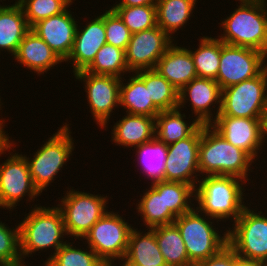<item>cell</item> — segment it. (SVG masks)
I'll return each instance as SVG.
<instances>
[{
	"label": "cell",
	"instance_id": "obj_1",
	"mask_svg": "<svg viewBox=\"0 0 267 266\" xmlns=\"http://www.w3.org/2000/svg\"><path fill=\"white\" fill-rule=\"evenodd\" d=\"M246 183L234 176H203L195 187L194 207L220 222L231 220L234 223L249 205L244 201L247 199L244 193Z\"/></svg>",
	"mask_w": 267,
	"mask_h": 266
},
{
	"label": "cell",
	"instance_id": "obj_2",
	"mask_svg": "<svg viewBox=\"0 0 267 266\" xmlns=\"http://www.w3.org/2000/svg\"><path fill=\"white\" fill-rule=\"evenodd\" d=\"M198 161L201 177L234 176L254 183L249 177L255 169V160L247 152L225 140L210 125L201 124Z\"/></svg>",
	"mask_w": 267,
	"mask_h": 266
},
{
	"label": "cell",
	"instance_id": "obj_3",
	"mask_svg": "<svg viewBox=\"0 0 267 266\" xmlns=\"http://www.w3.org/2000/svg\"><path fill=\"white\" fill-rule=\"evenodd\" d=\"M20 220V251L24 265L26 257H31L38 251L44 252L50 250L52 253L43 261L42 266L63 246L67 240V233L63 222L61 211L56 205L44 207L35 204L31 207L29 213Z\"/></svg>",
	"mask_w": 267,
	"mask_h": 266
},
{
	"label": "cell",
	"instance_id": "obj_4",
	"mask_svg": "<svg viewBox=\"0 0 267 266\" xmlns=\"http://www.w3.org/2000/svg\"><path fill=\"white\" fill-rule=\"evenodd\" d=\"M235 1L240 5L220 20L221 34L217 37L223 43L255 49L267 56V0Z\"/></svg>",
	"mask_w": 267,
	"mask_h": 266
},
{
	"label": "cell",
	"instance_id": "obj_5",
	"mask_svg": "<svg viewBox=\"0 0 267 266\" xmlns=\"http://www.w3.org/2000/svg\"><path fill=\"white\" fill-rule=\"evenodd\" d=\"M6 132L8 131H4V137L0 140V156L9 152L7 159L0 163V208L12 213V210L17 211L15 209L23 198L34 203L41 193L32 182L26 158L22 152L14 150L16 142Z\"/></svg>",
	"mask_w": 267,
	"mask_h": 266
},
{
	"label": "cell",
	"instance_id": "obj_6",
	"mask_svg": "<svg viewBox=\"0 0 267 266\" xmlns=\"http://www.w3.org/2000/svg\"><path fill=\"white\" fill-rule=\"evenodd\" d=\"M69 124L65 122L57 127V131L32 153L33 156L22 154L28 163L32 182L41 194L56 180L60 171L67 166L66 163L71 161L75 139L73 140Z\"/></svg>",
	"mask_w": 267,
	"mask_h": 266
},
{
	"label": "cell",
	"instance_id": "obj_7",
	"mask_svg": "<svg viewBox=\"0 0 267 266\" xmlns=\"http://www.w3.org/2000/svg\"><path fill=\"white\" fill-rule=\"evenodd\" d=\"M215 221L220 225V221L200 213L195 207L175 219L174 224L181 233L193 265L215 255L228 244V229H218L214 226Z\"/></svg>",
	"mask_w": 267,
	"mask_h": 266
},
{
	"label": "cell",
	"instance_id": "obj_8",
	"mask_svg": "<svg viewBox=\"0 0 267 266\" xmlns=\"http://www.w3.org/2000/svg\"><path fill=\"white\" fill-rule=\"evenodd\" d=\"M60 197L57 208L61 211L63 222L70 241L82 240L92 226L102 218L109 210L108 200L112 197L91 192H83L77 189L67 188ZM109 198V199H108Z\"/></svg>",
	"mask_w": 267,
	"mask_h": 266
},
{
	"label": "cell",
	"instance_id": "obj_9",
	"mask_svg": "<svg viewBox=\"0 0 267 266\" xmlns=\"http://www.w3.org/2000/svg\"><path fill=\"white\" fill-rule=\"evenodd\" d=\"M119 212L108 211L81 240L106 264L125 258L131 230L134 228Z\"/></svg>",
	"mask_w": 267,
	"mask_h": 266
},
{
	"label": "cell",
	"instance_id": "obj_10",
	"mask_svg": "<svg viewBox=\"0 0 267 266\" xmlns=\"http://www.w3.org/2000/svg\"><path fill=\"white\" fill-rule=\"evenodd\" d=\"M249 203L238 217L228 227V244L239 257L245 259L267 260V211L250 208ZM253 209V210H252ZM257 209V210H256ZM234 227V228H233Z\"/></svg>",
	"mask_w": 267,
	"mask_h": 266
},
{
	"label": "cell",
	"instance_id": "obj_11",
	"mask_svg": "<svg viewBox=\"0 0 267 266\" xmlns=\"http://www.w3.org/2000/svg\"><path fill=\"white\" fill-rule=\"evenodd\" d=\"M267 106V67L256 77L222 89L217 116L261 118Z\"/></svg>",
	"mask_w": 267,
	"mask_h": 266
},
{
	"label": "cell",
	"instance_id": "obj_12",
	"mask_svg": "<svg viewBox=\"0 0 267 266\" xmlns=\"http://www.w3.org/2000/svg\"><path fill=\"white\" fill-rule=\"evenodd\" d=\"M76 81L83 83L86 92L89 112L94 123L106 131L110 123V117L114 115L115 108L120 107V84L121 78L111 75H96L84 70L73 74ZM113 113V114H112Z\"/></svg>",
	"mask_w": 267,
	"mask_h": 266
},
{
	"label": "cell",
	"instance_id": "obj_13",
	"mask_svg": "<svg viewBox=\"0 0 267 266\" xmlns=\"http://www.w3.org/2000/svg\"><path fill=\"white\" fill-rule=\"evenodd\" d=\"M267 56L258 50L221 41L219 70L215 79L221 90L258 76L267 67Z\"/></svg>",
	"mask_w": 267,
	"mask_h": 266
},
{
	"label": "cell",
	"instance_id": "obj_14",
	"mask_svg": "<svg viewBox=\"0 0 267 266\" xmlns=\"http://www.w3.org/2000/svg\"><path fill=\"white\" fill-rule=\"evenodd\" d=\"M200 139L201 125L189 137L167 145L164 181L183 182L195 189L201 177L198 161Z\"/></svg>",
	"mask_w": 267,
	"mask_h": 266
},
{
	"label": "cell",
	"instance_id": "obj_15",
	"mask_svg": "<svg viewBox=\"0 0 267 266\" xmlns=\"http://www.w3.org/2000/svg\"><path fill=\"white\" fill-rule=\"evenodd\" d=\"M176 42L160 27L133 33L125 50L129 72L155 69L158 60Z\"/></svg>",
	"mask_w": 267,
	"mask_h": 266
},
{
	"label": "cell",
	"instance_id": "obj_16",
	"mask_svg": "<svg viewBox=\"0 0 267 266\" xmlns=\"http://www.w3.org/2000/svg\"><path fill=\"white\" fill-rule=\"evenodd\" d=\"M221 97L222 90L216 80L197 77L179 91L178 108L186 109L189 101L192 116L194 114L192 119L210 125L221 111Z\"/></svg>",
	"mask_w": 267,
	"mask_h": 266
},
{
	"label": "cell",
	"instance_id": "obj_17",
	"mask_svg": "<svg viewBox=\"0 0 267 266\" xmlns=\"http://www.w3.org/2000/svg\"><path fill=\"white\" fill-rule=\"evenodd\" d=\"M260 119L217 116L210 126L225 140L247 152L257 162L260 157L258 154L264 150Z\"/></svg>",
	"mask_w": 267,
	"mask_h": 266
},
{
	"label": "cell",
	"instance_id": "obj_18",
	"mask_svg": "<svg viewBox=\"0 0 267 266\" xmlns=\"http://www.w3.org/2000/svg\"><path fill=\"white\" fill-rule=\"evenodd\" d=\"M69 8L60 14L40 20L31 27V30L42 38L63 62L72 51L79 23Z\"/></svg>",
	"mask_w": 267,
	"mask_h": 266
},
{
	"label": "cell",
	"instance_id": "obj_19",
	"mask_svg": "<svg viewBox=\"0 0 267 266\" xmlns=\"http://www.w3.org/2000/svg\"><path fill=\"white\" fill-rule=\"evenodd\" d=\"M77 25L72 51L65 61L72 64L73 74L85 70L94 60L98 50L106 44L105 12ZM72 62V63H71Z\"/></svg>",
	"mask_w": 267,
	"mask_h": 266
},
{
	"label": "cell",
	"instance_id": "obj_20",
	"mask_svg": "<svg viewBox=\"0 0 267 266\" xmlns=\"http://www.w3.org/2000/svg\"><path fill=\"white\" fill-rule=\"evenodd\" d=\"M13 60L37 76L47 74L50 69L64 63L33 30H30L19 44Z\"/></svg>",
	"mask_w": 267,
	"mask_h": 266
},
{
	"label": "cell",
	"instance_id": "obj_21",
	"mask_svg": "<svg viewBox=\"0 0 267 266\" xmlns=\"http://www.w3.org/2000/svg\"><path fill=\"white\" fill-rule=\"evenodd\" d=\"M172 44L158 60L155 69L179 91L197 78L193 58L187 46Z\"/></svg>",
	"mask_w": 267,
	"mask_h": 266
},
{
	"label": "cell",
	"instance_id": "obj_22",
	"mask_svg": "<svg viewBox=\"0 0 267 266\" xmlns=\"http://www.w3.org/2000/svg\"><path fill=\"white\" fill-rule=\"evenodd\" d=\"M114 145L131 148L155 138V118L125 113L111 128Z\"/></svg>",
	"mask_w": 267,
	"mask_h": 266
},
{
	"label": "cell",
	"instance_id": "obj_23",
	"mask_svg": "<svg viewBox=\"0 0 267 266\" xmlns=\"http://www.w3.org/2000/svg\"><path fill=\"white\" fill-rule=\"evenodd\" d=\"M143 192L135 206L137 215L143 220L142 225L146 226V229H152L173 224L177 217L165 207L164 181L151 184Z\"/></svg>",
	"mask_w": 267,
	"mask_h": 266
},
{
	"label": "cell",
	"instance_id": "obj_24",
	"mask_svg": "<svg viewBox=\"0 0 267 266\" xmlns=\"http://www.w3.org/2000/svg\"><path fill=\"white\" fill-rule=\"evenodd\" d=\"M30 30L31 27L17 2L0 7V54L7 52L12 60L19 44Z\"/></svg>",
	"mask_w": 267,
	"mask_h": 266
},
{
	"label": "cell",
	"instance_id": "obj_25",
	"mask_svg": "<svg viewBox=\"0 0 267 266\" xmlns=\"http://www.w3.org/2000/svg\"><path fill=\"white\" fill-rule=\"evenodd\" d=\"M132 74L128 73L126 79L125 77L121 78L119 108H123L128 114L155 118L161 111L149 97L148 88H146L144 81L135 72ZM124 80L127 82L124 83Z\"/></svg>",
	"mask_w": 267,
	"mask_h": 266
},
{
	"label": "cell",
	"instance_id": "obj_26",
	"mask_svg": "<svg viewBox=\"0 0 267 266\" xmlns=\"http://www.w3.org/2000/svg\"><path fill=\"white\" fill-rule=\"evenodd\" d=\"M124 260L136 266H167L152 229L131 230Z\"/></svg>",
	"mask_w": 267,
	"mask_h": 266
},
{
	"label": "cell",
	"instance_id": "obj_27",
	"mask_svg": "<svg viewBox=\"0 0 267 266\" xmlns=\"http://www.w3.org/2000/svg\"><path fill=\"white\" fill-rule=\"evenodd\" d=\"M181 109L161 111L155 117V137L169 145L189 137L201 124L196 119H185L187 116ZM192 120V121H191Z\"/></svg>",
	"mask_w": 267,
	"mask_h": 266
},
{
	"label": "cell",
	"instance_id": "obj_28",
	"mask_svg": "<svg viewBox=\"0 0 267 266\" xmlns=\"http://www.w3.org/2000/svg\"><path fill=\"white\" fill-rule=\"evenodd\" d=\"M198 0H157V26L166 32L172 39L179 29H183L194 16Z\"/></svg>",
	"mask_w": 267,
	"mask_h": 266
},
{
	"label": "cell",
	"instance_id": "obj_29",
	"mask_svg": "<svg viewBox=\"0 0 267 266\" xmlns=\"http://www.w3.org/2000/svg\"><path fill=\"white\" fill-rule=\"evenodd\" d=\"M136 148V149H135ZM136 153L135 158L141 166V174L151 180V184L164 181L165 162L167 158V145L156 137L149 142L136 146L132 149Z\"/></svg>",
	"mask_w": 267,
	"mask_h": 266
},
{
	"label": "cell",
	"instance_id": "obj_30",
	"mask_svg": "<svg viewBox=\"0 0 267 266\" xmlns=\"http://www.w3.org/2000/svg\"><path fill=\"white\" fill-rule=\"evenodd\" d=\"M158 247L167 266H194L185 248L184 240L177 226L173 224L152 228Z\"/></svg>",
	"mask_w": 267,
	"mask_h": 266
},
{
	"label": "cell",
	"instance_id": "obj_31",
	"mask_svg": "<svg viewBox=\"0 0 267 266\" xmlns=\"http://www.w3.org/2000/svg\"><path fill=\"white\" fill-rule=\"evenodd\" d=\"M135 73L144 81L149 97L160 111L178 108L179 90L156 69L141 70Z\"/></svg>",
	"mask_w": 267,
	"mask_h": 266
},
{
	"label": "cell",
	"instance_id": "obj_32",
	"mask_svg": "<svg viewBox=\"0 0 267 266\" xmlns=\"http://www.w3.org/2000/svg\"><path fill=\"white\" fill-rule=\"evenodd\" d=\"M198 48H187L194 61L196 74L199 78L216 79L221 56V40L217 37H199Z\"/></svg>",
	"mask_w": 267,
	"mask_h": 266
},
{
	"label": "cell",
	"instance_id": "obj_33",
	"mask_svg": "<svg viewBox=\"0 0 267 266\" xmlns=\"http://www.w3.org/2000/svg\"><path fill=\"white\" fill-rule=\"evenodd\" d=\"M84 71L96 75L126 77V74L130 72L126 64L125 50L107 43L104 44Z\"/></svg>",
	"mask_w": 267,
	"mask_h": 266
},
{
	"label": "cell",
	"instance_id": "obj_34",
	"mask_svg": "<svg viewBox=\"0 0 267 266\" xmlns=\"http://www.w3.org/2000/svg\"><path fill=\"white\" fill-rule=\"evenodd\" d=\"M66 242L43 266H106L107 264L87 245ZM75 244V245H73Z\"/></svg>",
	"mask_w": 267,
	"mask_h": 266
},
{
	"label": "cell",
	"instance_id": "obj_35",
	"mask_svg": "<svg viewBox=\"0 0 267 266\" xmlns=\"http://www.w3.org/2000/svg\"><path fill=\"white\" fill-rule=\"evenodd\" d=\"M111 8L132 34L157 26L156 5L112 6Z\"/></svg>",
	"mask_w": 267,
	"mask_h": 266
},
{
	"label": "cell",
	"instance_id": "obj_36",
	"mask_svg": "<svg viewBox=\"0 0 267 266\" xmlns=\"http://www.w3.org/2000/svg\"><path fill=\"white\" fill-rule=\"evenodd\" d=\"M165 207L179 217L194 208L195 189L183 182L164 181Z\"/></svg>",
	"mask_w": 267,
	"mask_h": 266
},
{
	"label": "cell",
	"instance_id": "obj_37",
	"mask_svg": "<svg viewBox=\"0 0 267 266\" xmlns=\"http://www.w3.org/2000/svg\"><path fill=\"white\" fill-rule=\"evenodd\" d=\"M73 1L76 0H19L17 3L21 6L28 25L32 27L40 20L64 12Z\"/></svg>",
	"mask_w": 267,
	"mask_h": 266
},
{
	"label": "cell",
	"instance_id": "obj_38",
	"mask_svg": "<svg viewBox=\"0 0 267 266\" xmlns=\"http://www.w3.org/2000/svg\"><path fill=\"white\" fill-rule=\"evenodd\" d=\"M0 221V266L22 265L19 223L12 228Z\"/></svg>",
	"mask_w": 267,
	"mask_h": 266
},
{
	"label": "cell",
	"instance_id": "obj_39",
	"mask_svg": "<svg viewBox=\"0 0 267 266\" xmlns=\"http://www.w3.org/2000/svg\"><path fill=\"white\" fill-rule=\"evenodd\" d=\"M106 43L126 50L132 33L112 9L105 11Z\"/></svg>",
	"mask_w": 267,
	"mask_h": 266
},
{
	"label": "cell",
	"instance_id": "obj_40",
	"mask_svg": "<svg viewBox=\"0 0 267 266\" xmlns=\"http://www.w3.org/2000/svg\"><path fill=\"white\" fill-rule=\"evenodd\" d=\"M236 252L227 244L218 253L194 266H235Z\"/></svg>",
	"mask_w": 267,
	"mask_h": 266
},
{
	"label": "cell",
	"instance_id": "obj_41",
	"mask_svg": "<svg viewBox=\"0 0 267 266\" xmlns=\"http://www.w3.org/2000/svg\"><path fill=\"white\" fill-rule=\"evenodd\" d=\"M118 1H116V4H113V6L156 5L157 0H118Z\"/></svg>",
	"mask_w": 267,
	"mask_h": 266
},
{
	"label": "cell",
	"instance_id": "obj_42",
	"mask_svg": "<svg viewBox=\"0 0 267 266\" xmlns=\"http://www.w3.org/2000/svg\"><path fill=\"white\" fill-rule=\"evenodd\" d=\"M235 266H265L264 262L259 260L245 259L239 257L236 254V263Z\"/></svg>",
	"mask_w": 267,
	"mask_h": 266
},
{
	"label": "cell",
	"instance_id": "obj_43",
	"mask_svg": "<svg viewBox=\"0 0 267 266\" xmlns=\"http://www.w3.org/2000/svg\"><path fill=\"white\" fill-rule=\"evenodd\" d=\"M261 135L263 144L267 143V106L261 116ZM266 140V141H265Z\"/></svg>",
	"mask_w": 267,
	"mask_h": 266
},
{
	"label": "cell",
	"instance_id": "obj_44",
	"mask_svg": "<svg viewBox=\"0 0 267 266\" xmlns=\"http://www.w3.org/2000/svg\"><path fill=\"white\" fill-rule=\"evenodd\" d=\"M114 263L115 262L108 263L106 266H117V262L116 264ZM118 263L120 264V266H136L134 264L127 263L124 259L120 260V262L118 261Z\"/></svg>",
	"mask_w": 267,
	"mask_h": 266
},
{
	"label": "cell",
	"instance_id": "obj_45",
	"mask_svg": "<svg viewBox=\"0 0 267 266\" xmlns=\"http://www.w3.org/2000/svg\"><path fill=\"white\" fill-rule=\"evenodd\" d=\"M1 91V90H0ZM2 97H1V95H0V110L1 111H3L2 110V108H4L2 105H4V103L3 102H1L2 101V99H1ZM1 111H0V114H1ZM1 119H0V124L5 128V126H7L6 124H5V122H8V121H6L7 119H5L4 120V118L2 117V114H1V117H0Z\"/></svg>",
	"mask_w": 267,
	"mask_h": 266
},
{
	"label": "cell",
	"instance_id": "obj_46",
	"mask_svg": "<svg viewBox=\"0 0 267 266\" xmlns=\"http://www.w3.org/2000/svg\"><path fill=\"white\" fill-rule=\"evenodd\" d=\"M5 128L0 124V140L4 137Z\"/></svg>",
	"mask_w": 267,
	"mask_h": 266
},
{
	"label": "cell",
	"instance_id": "obj_47",
	"mask_svg": "<svg viewBox=\"0 0 267 266\" xmlns=\"http://www.w3.org/2000/svg\"><path fill=\"white\" fill-rule=\"evenodd\" d=\"M0 1L3 2V1H6V0H0ZM4 6H7L6 3H5V5L4 4L1 5V3H0V7H4Z\"/></svg>",
	"mask_w": 267,
	"mask_h": 266
},
{
	"label": "cell",
	"instance_id": "obj_48",
	"mask_svg": "<svg viewBox=\"0 0 267 266\" xmlns=\"http://www.w3.org/2000/svg\"><path fill=\"white\" fill-rule=\"evenodd\" d=\"M14 266H29V265H24V264H22V265H14ZM31 266V265H30Z\"/></svg>",
	"mask_w": 267,
	"mask_h": 266
}]
</instances>
